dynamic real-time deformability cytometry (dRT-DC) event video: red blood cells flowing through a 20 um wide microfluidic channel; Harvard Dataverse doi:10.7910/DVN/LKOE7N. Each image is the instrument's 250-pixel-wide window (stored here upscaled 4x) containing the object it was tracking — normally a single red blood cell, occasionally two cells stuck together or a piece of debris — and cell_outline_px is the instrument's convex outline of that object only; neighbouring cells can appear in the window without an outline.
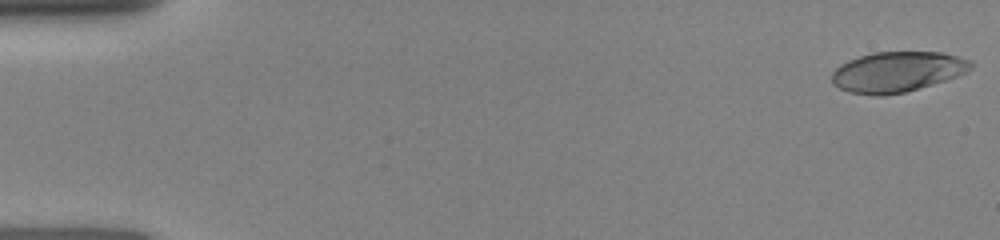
{"species": "human", "species_latin": "Homo sapiens", "temperature_condition": "room temperature", "stored_images_in_passage": 11, "camera_frame_rate_fps": 3000, "um_per_image_px": 0.085, "donor": {"sex": "female"}, "frame": {"image": 1, "passage_image": 1, "time_ms": 0.0, "image_size_px": [1000, 240], "cell_outline_px": [[976, 64], [968, 72], [944, 80], [904, 92], [880, 96], [876, 96], [848, 92], [832, 84], [832, 72], [840, 64], [848, 60], [872, 52], [940, 52], [956, 56], [968, 60]], "centroid_in_image_um": [76.24, 6.1], "position_along_channel_um": 8.8, "area_um2": 32.6}}